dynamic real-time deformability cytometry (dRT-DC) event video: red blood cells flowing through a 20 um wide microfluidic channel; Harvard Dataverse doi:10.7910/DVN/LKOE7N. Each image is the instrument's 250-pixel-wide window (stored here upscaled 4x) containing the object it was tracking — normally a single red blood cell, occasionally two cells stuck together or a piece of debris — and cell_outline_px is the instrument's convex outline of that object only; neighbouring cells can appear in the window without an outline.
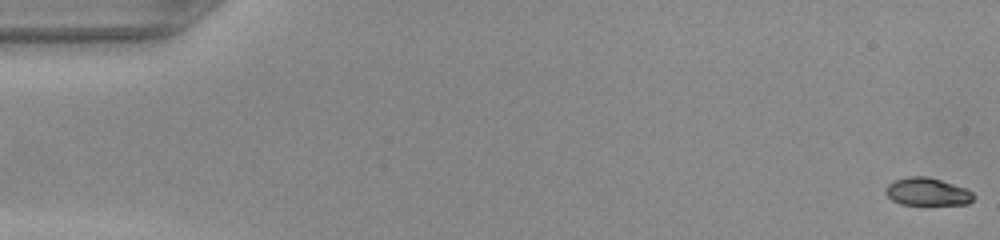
{"species": "common noctule bat (a hibernating species)", "species_latin": "Nyctalus noctula", "temperature_condition": "warm", "stored_images_in_passage": 52, "segment_of_instrument_passage": [1, 2], "camera_frame_rate_fps": 3000, "um_per_image_px": 0.085, "animal": {"sex": "female", "body_mass_g": 22.0, "forearm_length_mm": 56.7}, "frame": {"image": 1, "passage_image": 1, "time_ms": 0.0, "image_size_px": [1000, 240], "cell_outline_px": [[976, 196], [968, 204], [900, 204], [892, 200], [884, 192], [888, 184], [892, 180], [908, 176], [924, 176], [940, 180], [964, 188], [972, 192]], "centroid_in_image_um": [78.78, 16.29], "position_along_channel_um": 6.2, "area_um2": 14.1}}
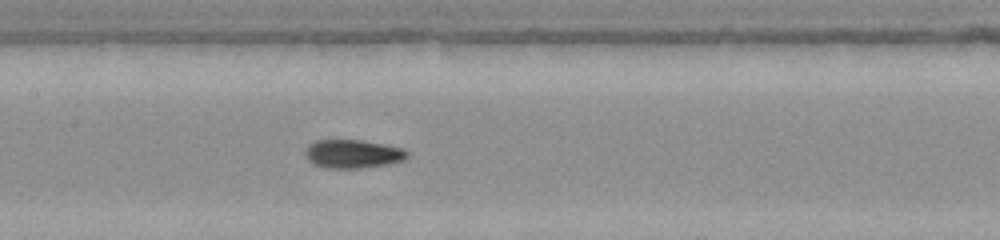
{"frame": {"image": 2, "passage_image": 25, "time_ms": 8.0, "image_size_px": [1000, 240], "cell_outline_px": [[408, 156], [404, 160], [388, 164], [364, 168], [328, 168], [316, 164], [308, 160], [304, 152], [308, 144], [316, 140], [360, 140], [384, 144], [404, 148], [408, 152]], "centroid_in_image_um": [30.01, 13.07], "position_along_channel_um": 177.4, "area_um2": 16.99}}
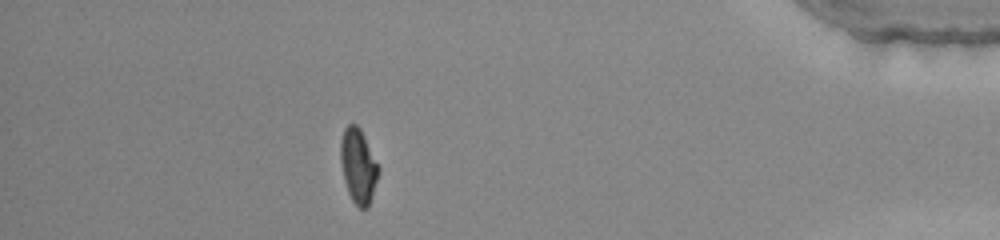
{"frame": {"image": 3, "passage_image": 45, "time_ms": 14.667, "image_size_px": [1000, 240], "cell_outline_px": [[380, 172], [368, 208], [360, 208], [352, 200], [348, 192], [344, 180], [340, 160], [340, 140], [344, 128], [348, 124], [356, 124], [360, 128], [380, 168]], "centroid_in_image_um": [30.45, 14.09], "position_along_channel_um": 404.8, "area_um2": 16.53}}